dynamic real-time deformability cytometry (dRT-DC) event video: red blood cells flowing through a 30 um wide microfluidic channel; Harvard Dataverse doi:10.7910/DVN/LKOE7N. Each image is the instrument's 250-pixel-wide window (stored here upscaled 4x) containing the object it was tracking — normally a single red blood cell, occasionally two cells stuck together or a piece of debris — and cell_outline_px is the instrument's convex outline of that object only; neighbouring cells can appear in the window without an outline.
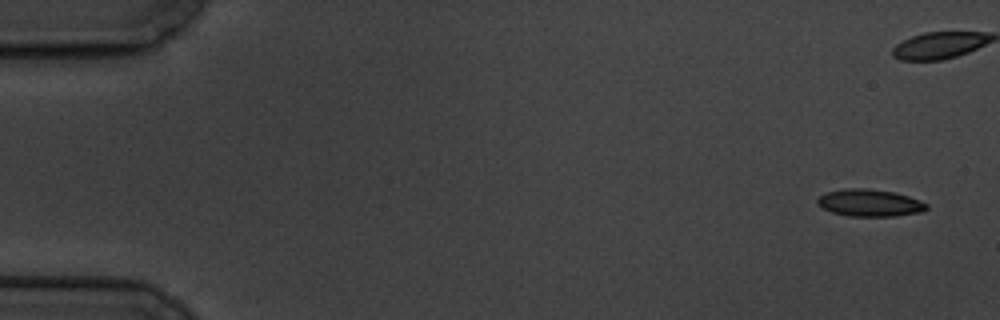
{"species": "common noctule bat (a hibernating species)", "species_latin": "Nyctalus noctula", "temperature_condition": "cold", "stored_images_in_passage": 7, "camera_frame_rate_fps": 3000, "um_per_image_px": 0.085, "animal": {"sex": "male", "body_mass_g": 19.5, "forearm_length_mm": 54.6}, "frame": {"image": 1, "passage_image": 1, "time_ms": 0.0, "image_size_px": [1000, 320], "cell_outline_px": [[928, 208], [920, 212], [892, 216], [848, 216], [832, 212], [824, 208], [816, 200], [824, 192], [844, 188], [868, 188], [892, 192], [908, 196], [920, 200], [928, 204]], "centroid_in_image_um": [73.92, 17.23], "position_along_channel_um": 11.1, "area_um2": 17.17}}
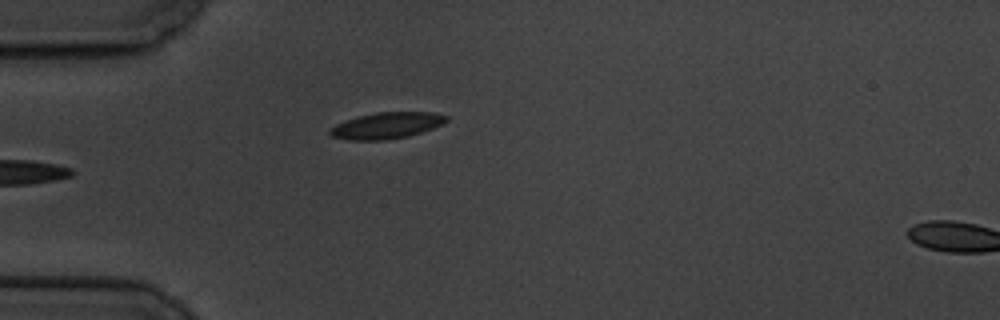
{"frame": {"image": 2, "passage_image": 6, "time_ms": 6.0, "image_size_px": [1000, 320], "cell_outline_px": [[448, 120], [432, 128], [408, 136], [388, 140], [348, 140], [332, 136], [328, 132], [328, 128], [344, 120], [376, 112], [432, 112], [448, 116]], "centroid_in_image_um": [32.81, 10.67], "position_along_channel_um": 52.2, "area_um2": 17.8}}